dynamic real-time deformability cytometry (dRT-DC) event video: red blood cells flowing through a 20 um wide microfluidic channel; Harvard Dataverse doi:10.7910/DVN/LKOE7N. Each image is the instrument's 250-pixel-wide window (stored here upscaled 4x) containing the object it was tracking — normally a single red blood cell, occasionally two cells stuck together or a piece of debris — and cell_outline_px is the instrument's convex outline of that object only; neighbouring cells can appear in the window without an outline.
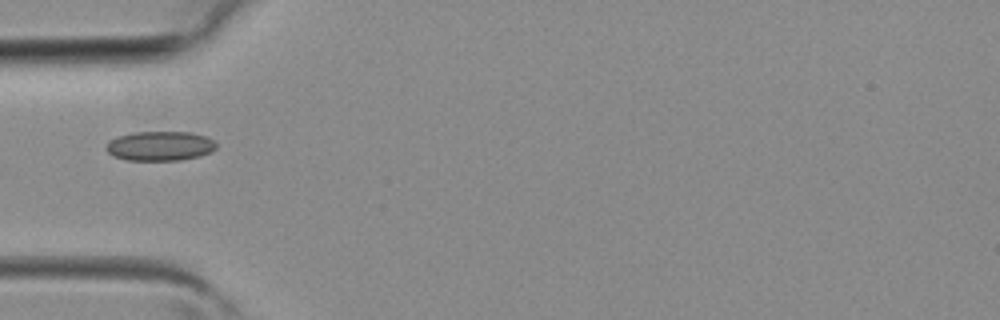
{"species": "common noctule bat (a hibernating species)", "species_latin": "Nyctalus noctula", "temperature_condition": "room temperature", "stored_images_in_passage": 4, "camera_frame_rate_fps": 3000, "um_per_image_px": 0.085, "animal": {"sex": "female", "body_mass_g": 19.3, "forearm_length_mm": 54.1}, "frame": {"image": 1, "passage_image": 4, "time_ms": 1.0, "image_size_px": [1000, 320], "cell_outline_px": [[216, 148], [212, 152], [200, 156], [180, 160], [128, 160], [112, 156], [104, 148], [108, 140], [116, 136], [136, 132], [188, 132], [204, 136], [212, 140], [216, 144]], "centroid_in_image_um": [13.55, 12.41], "position_along_channel_um": 71.4, "area_um2": 19.02}}